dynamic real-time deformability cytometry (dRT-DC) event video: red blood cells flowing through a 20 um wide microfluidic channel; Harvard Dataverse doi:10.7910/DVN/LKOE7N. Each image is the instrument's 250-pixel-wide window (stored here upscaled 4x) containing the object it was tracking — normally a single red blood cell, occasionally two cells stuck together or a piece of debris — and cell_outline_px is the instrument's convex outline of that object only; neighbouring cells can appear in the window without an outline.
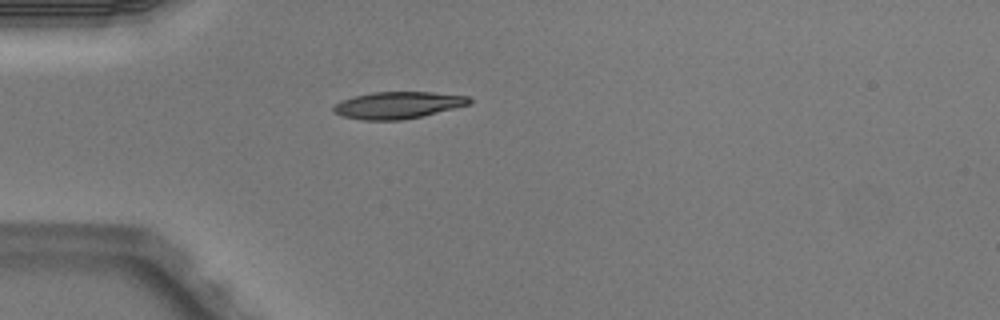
{"species": "Egyptian fruit bat (a non-hibernating species)", "species_latin": "Rousettus aegyptiacus", "temperature_condition": "warm", "stored_images_in_passage": 1, "camera_frame_rate_fps": 3000, "um_per_image_px": 0.085, "animal": {"sex": "male"}, "frame": {"image": 1, "passage_image": 1, "time_ms": 0.0, "image_size_px": [1000, 320], "cell_outline_px": [[472, 104], [420, 116], [400, 120], [364, 120], [344, 116], [332, 112], [332, 108], [340, 100], [352, 96], [372, 92], [432, 92], [468, 96], [472, 100]], "centroid_in_image_um": [33.8, 8.92], "position_along_channel_um": 51.2, "area_um2": 21.27}}